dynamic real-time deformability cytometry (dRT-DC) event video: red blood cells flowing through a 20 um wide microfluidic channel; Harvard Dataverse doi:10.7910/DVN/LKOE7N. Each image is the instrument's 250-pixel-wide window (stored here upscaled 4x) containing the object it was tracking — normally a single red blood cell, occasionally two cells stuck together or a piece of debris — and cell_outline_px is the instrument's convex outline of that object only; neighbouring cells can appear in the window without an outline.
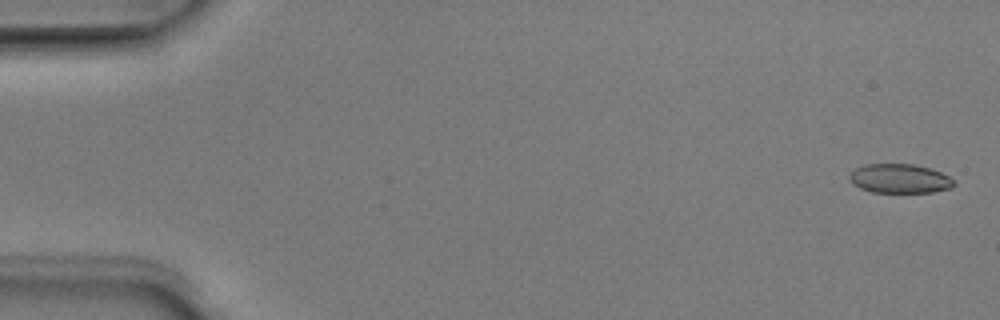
{"species": "Egyptian fruit bat (a non-hibernating species)", "species_latin": "Rousettus aegyptiacus", "temperature_condition": "room temperature", "stored_images_in_passage": 51, "camera_frame_rate_fps": 3000, "um_per_image_px": 0.085, "animal": {"sex": "male"}, "frame": {"image": 1, "passage_image": 2, "time_ms": 0.333, "image_size_px": [1000, 320], "cell_outline_px": [[952, 184], [948, 188], [932, 192], [872, 192], [860, 188], [852, 184], [848, 176], [856, 168], [864, 164], [912, 164], [928, 168], [940, 172], [948, 176], [952, 180]], "centroid_in_image_um": [76.4, 15.17], "position_along_channel_um": 8.6, "area_um2": 17.46}}
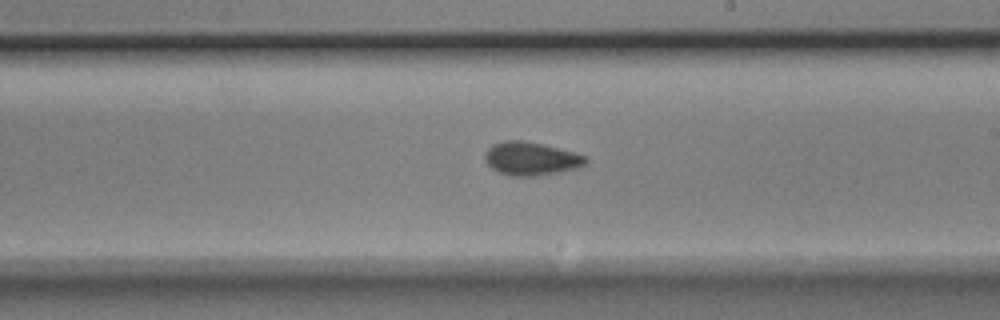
{"frame": {"image": 2, "passage_image": 30, "time_ms": 9.667, "image_size_px": [1000, 320], "cell_outline_px": [[588, 160], [580, 168], [560, 172], [536, 176], [512, 176], [500, 172], [492, 168], [484, 160], [484, 152], [492, 144], [504, 140], [524, 140], [588, 156]], "centroid_in_image_um": [45.12, 13.49], "position_along_channel_um": 243.9, "area_um2": 19.59}}
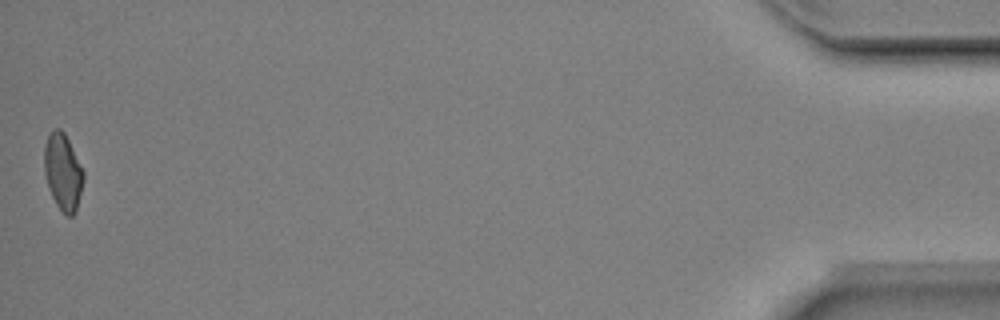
{"frame": {"image": 3, "passage_image": 51, "time_ms": 16.667, "image_size_px": [1000, 320], "cell_outline_px": [[84, 180], [76, 212], [72, 216], [68, 216], [56, 204], [48, 188], [44, 172], [44, 148], [48, 136], [56, 128], [60, 128], [64, 132], [84, 172]], "centroid_in_image_um": [5.35, 14.63], "position_along_channel_um": 429.9, "area_um2": 17.34}, "authors_computed_cell_mechanics": {"area_um2": 18.785, "velocity_mm_per_s": 4.012, "shape_relaxation_time_tau1_ms": 2.9082, "shape_relaxation_time_tau2_ms": 2.5125, "deformation_change_tau1": 0.0872, "deformation_change_tau2": 0.0564}}